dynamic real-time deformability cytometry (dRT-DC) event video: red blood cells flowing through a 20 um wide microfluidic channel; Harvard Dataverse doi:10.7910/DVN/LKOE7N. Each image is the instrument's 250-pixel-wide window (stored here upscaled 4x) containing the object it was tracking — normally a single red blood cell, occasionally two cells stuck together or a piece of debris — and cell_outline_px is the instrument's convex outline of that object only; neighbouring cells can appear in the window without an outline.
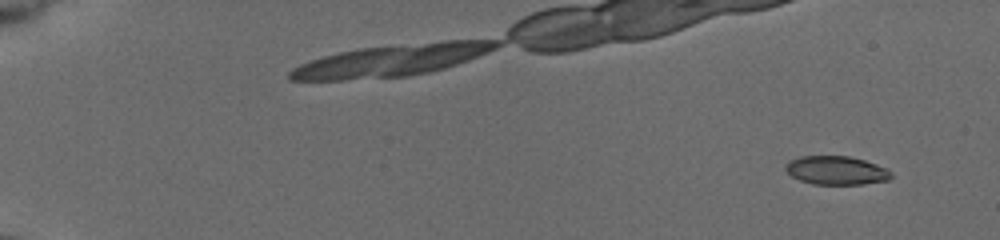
{"species": "common noctule bat (a hibernating species)", "species_latin": "Nyctalus noctula", "temperature_condition": "cold", "stored_images_in_passage": 26, "camera_frame_rate_fps": 3000, "um_per_image_px": 0.085, "animal": {"sex": "female", "body_mass_g": 19.5, "forearm_length_mm": 54.1}, "frame": {"image": 1, "passage_image": 5, "time_ms": 1.333, "image_size_px": [1000, 240], "cell_outline_px": [[892, 176], [888, 180], [860, 184], [812, 184], [800, 180], [792, 176], [784, 168], [784, 164], [800, 156], [848, 156], [864, 160], [888, 168], [892, 172]], "centroid_in_image_um": [71.09, 14.48], "position_along_channel_um": 13.9, "area_um2": 17.57}}